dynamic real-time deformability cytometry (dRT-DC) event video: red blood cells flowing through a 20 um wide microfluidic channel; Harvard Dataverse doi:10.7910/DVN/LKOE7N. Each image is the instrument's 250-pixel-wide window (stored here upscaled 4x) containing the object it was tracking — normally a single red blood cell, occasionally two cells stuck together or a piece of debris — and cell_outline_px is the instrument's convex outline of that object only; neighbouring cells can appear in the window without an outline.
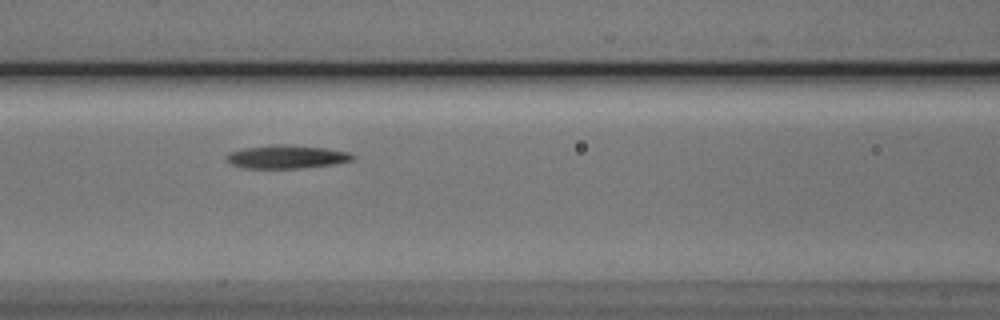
{"species": "Egyptian fruit bat (a non-hibernating species)", "species_latin": "Rousettus aegyptiacus", "temperature_condition": "cold", "stored_images_in_passage": 8, "camera_frame_rate_fps": 3000, "um_per_image_px": 0.085, "animal": {"sex": "male"}, "frame": {"image": 1, "passage_image": 4, "time_ms": 3.333, "image_size_px": [1000, 320], "cell_outline_px": [[356, 156], [352, 160], [336, 164], [300, 168], [244, 168], [232, 164], [224, 160], [224, 156], [228, 152], [244, 148], [272, 144], [280, 144], [324, 148], [348, 152]], "centroid_in_image_um": [24.31, 13.33], "position_along_channel_um": 142.3, "area_um2": 17.22}}
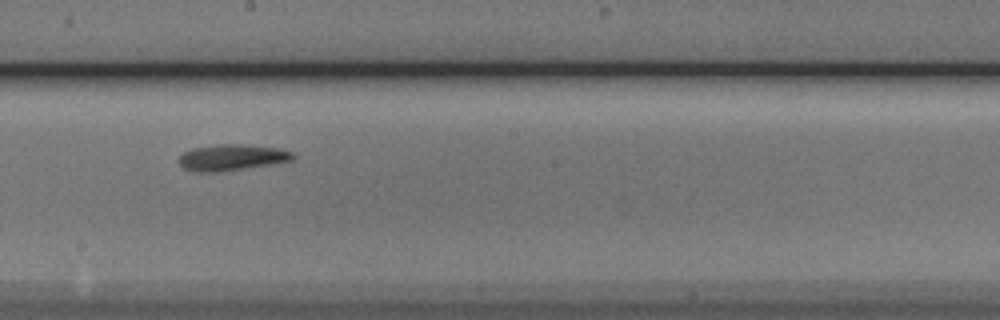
{"frame": {"image": 2, "passage_image": 6, "time_ms": 5.667, "image_size_px": [1000, 320], "cell_outline_px": [[296, 156], [292, 160], [268, 164], [216, 172], [192, 172], [184, 168], [176, 160], [184, 152], [192, 148], [220, 144], [240, 144], [276, 148], [292, 152]], "centroid_in_image_um": [19.63, 13.38], "position_along_channel_um": 228.6, "area_um2": 17.11}}
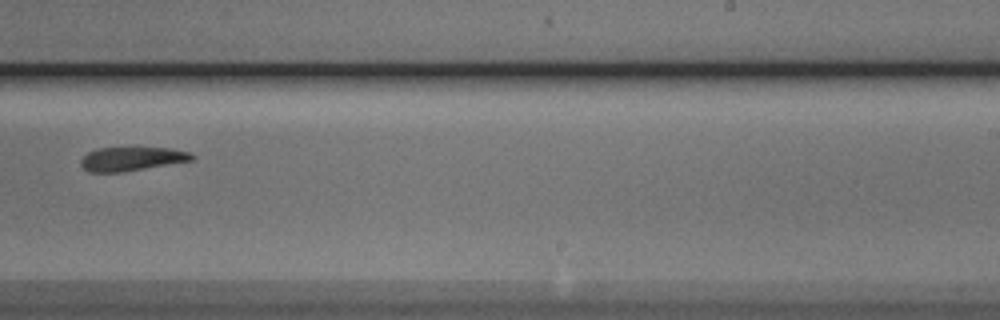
{"frame": {"image": 3, "passage_image": 7, "time_ms": 7.0, "image_size_px": [1000, 320], "cell_outline_px": [[196, 156], [192, 160], [120, 172], [88, 172], [80, 164], [80, 160], [88, 152], [96, 148], [172, 148], [192, 152]], "centroid_in_image_um": [11.2, 13.49], "position_along_channel_um": 277.8, "area_um2": 15.32}}